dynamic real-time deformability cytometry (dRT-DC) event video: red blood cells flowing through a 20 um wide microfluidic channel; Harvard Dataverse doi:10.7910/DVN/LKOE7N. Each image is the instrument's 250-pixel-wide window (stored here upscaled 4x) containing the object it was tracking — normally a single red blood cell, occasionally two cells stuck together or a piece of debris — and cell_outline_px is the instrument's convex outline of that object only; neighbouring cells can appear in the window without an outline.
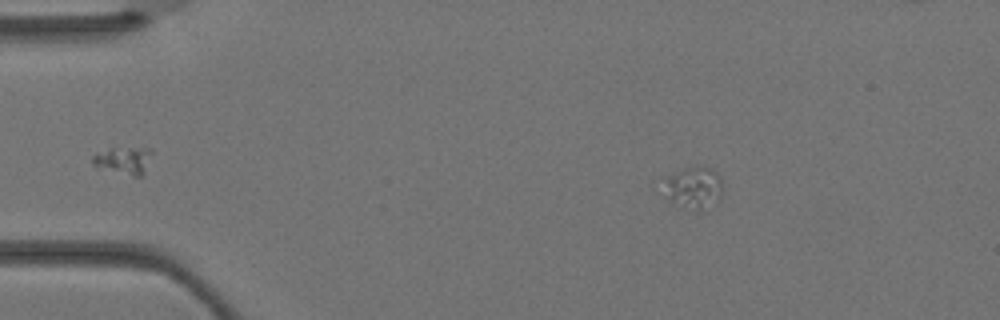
{"species": "Egyptian fruit bat (a non-hibernating species)", "species_latin": "Rousettus aegyptiacus", "temperature_condition": "warm", "stored_images_in_passage": 3, "camera_frame_rate_fps": 3000, "um_per_image_px": 0.085, "animal": {"sex": "female"}, "frame": {"image": 1, "passage_image": 3, "time_ms": 0.667, "image_size_px": [1000, 320], "cell_outline_px": [[720, 200], [716, 204], [700, 208], [696, 208], [668, 200], [652, 188], [660, 176], [684, 168], [712, 168], [720, 176]], "centroid_in_image_um": [58.7, 15.89], "position_along_channel_um": 26.3, "area_um2": 15.09}}